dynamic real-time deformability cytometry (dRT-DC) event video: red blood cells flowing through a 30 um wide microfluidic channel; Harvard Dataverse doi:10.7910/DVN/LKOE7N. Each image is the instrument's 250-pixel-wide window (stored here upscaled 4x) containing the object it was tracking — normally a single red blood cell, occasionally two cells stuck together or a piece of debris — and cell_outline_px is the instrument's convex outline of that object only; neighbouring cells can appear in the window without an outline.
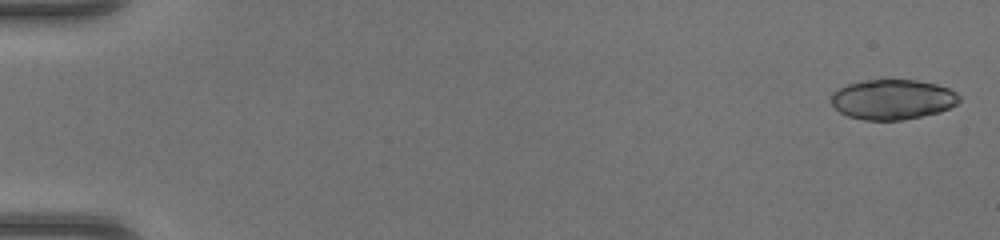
{"species": "common noctule bat (a hibernating species)", "species_latin": "Nyctalus noctula", "temperature_condition": "warm", "stored_images_in_passage": 20, "camera_frame_rate_fps": 3000, "um_per_image_px": 0.085, "animal": {"sex": "female", "body_mass_g": 17.0, "forearm_length_mm": 48.0}, "frame": {"image": 1, "passage_image": 2, "time_ms": 0.333, "image_size_px": [1000, 240], "cell_outline_px": [[960, 100], [956, 104], [940, 112], [904, 120], [864, 120], [848, 116], [840, 112], [832, 104], [832, 92], [848, 84], [864, 80], [916, 80], [936, 84], [948, 88], [956, 92], [960, 96]], "centroid_in_image_um": [75.88, 8.46], "position_along_channel_um": 9.1, "area_um2": 29.82}}
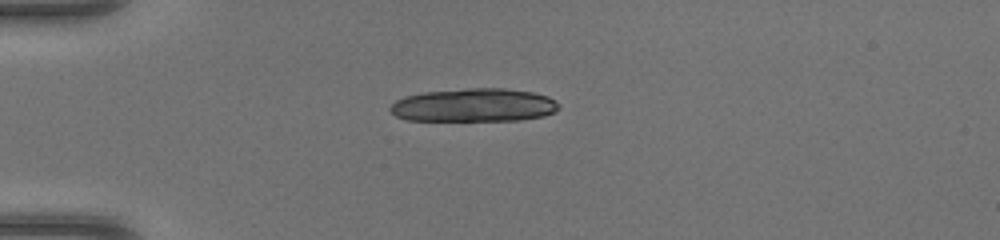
{"frame": {"image": 2, "passage_image": 14, "time_ms": 4.333, "image_size_px": [1000, 240], "cell_outline_px": [[560, 108], [544, 116], [520, 120], [408, 120], [396, 116], [388, 108], [396, 100], [404, 96], [424, 92], [468, 88], [504, 88], [532, 92], [548, 96], [556, 100], [560, 104]], "centroid_in_image_um": [40.3, 8.93], "position_along_channel_um": 44.7, "area_um2": 32.77}}